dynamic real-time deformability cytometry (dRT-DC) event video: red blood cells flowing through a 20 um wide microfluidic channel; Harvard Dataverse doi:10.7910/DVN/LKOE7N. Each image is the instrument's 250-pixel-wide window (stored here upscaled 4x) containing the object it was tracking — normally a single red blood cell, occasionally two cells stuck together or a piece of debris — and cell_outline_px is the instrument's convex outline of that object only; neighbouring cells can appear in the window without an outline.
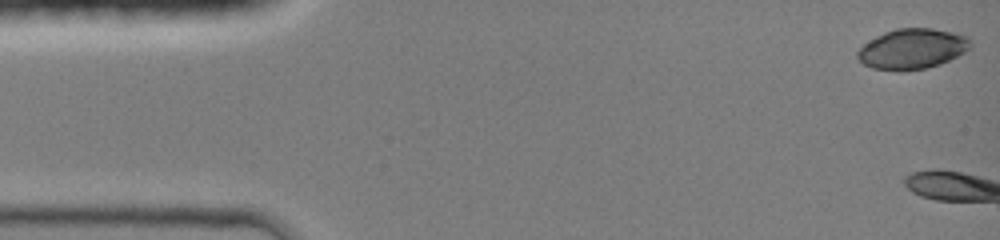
{"species": "common noctule bat (a hibernating species)", "species_latin": "Nyctalus noctula", "temperature_condition": "room temperature", "stored_images_in_passage": 3, "camera_frame_rate_fps": 3000, "um_per_image_px": 0.085, "animal": {"sex": "female", "body_mass_g": 19.0, "forearm_length_mm": 51.5}, "frame": {"image": 1, "passage_image": 1, "time_ms": 0.0, "image_size_px": [1000, 240], "cell_outline_px": [[972, 48], [940, 64], [924, 68], [900, 72], [896, 72], [872, 68], [864, 64], [856, 56], [856, 52], [864, 44], [876, 36], [884, 32], [896, 28], [932, 28], [956, 32], [968, 36], [972, 44]], "centroid_in_image_um": [77.55, 4.15], "position_along_channel_um": 7.5, "area_um2": 26.82}}